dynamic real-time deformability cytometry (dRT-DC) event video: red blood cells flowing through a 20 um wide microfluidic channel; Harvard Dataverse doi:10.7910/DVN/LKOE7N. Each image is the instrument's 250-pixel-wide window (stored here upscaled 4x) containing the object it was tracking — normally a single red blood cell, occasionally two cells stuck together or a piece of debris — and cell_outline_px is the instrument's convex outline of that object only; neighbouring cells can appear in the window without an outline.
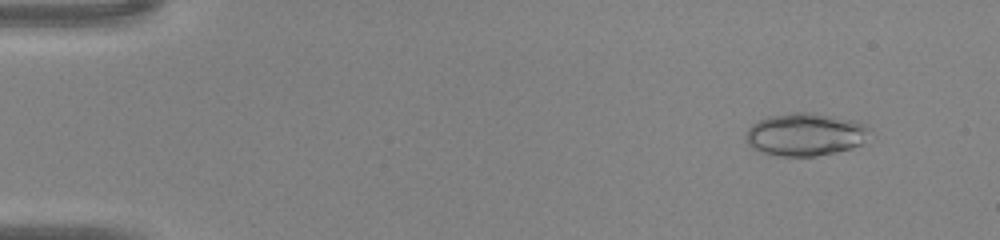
{"species": "common noctule bat (a hibernating species)", "species_latin": "Nyctalus noctula", "temperature_condition": "warm", "stored_images_in_passage": 45, "camera_frame_rate_fps": 3000, "um_per_image_px": 0.085, "animal": {"sex": "male", "body_mass_g": 20.0, "forearm_length_mm": 53.3}, "frame": {"image": 1, "passage_image": 5, "time_ms": 1.333, "image_size_px": [1000, 240], "cell_outline_px": [[868, 128], [860, 144], [852, 148], [836, 152], [816, 156], [780, 156], [760, 152], [752, 148], [748, 144], [744, 136], [748, 128], [752, 124], [768, 116], [792, 112], [812, 112], [856, 120], [864, 124]], "centroid_in_image_um": [68.38, 11.42], "position_along_channel_um": 16.6, "area_um2": 30.81}}